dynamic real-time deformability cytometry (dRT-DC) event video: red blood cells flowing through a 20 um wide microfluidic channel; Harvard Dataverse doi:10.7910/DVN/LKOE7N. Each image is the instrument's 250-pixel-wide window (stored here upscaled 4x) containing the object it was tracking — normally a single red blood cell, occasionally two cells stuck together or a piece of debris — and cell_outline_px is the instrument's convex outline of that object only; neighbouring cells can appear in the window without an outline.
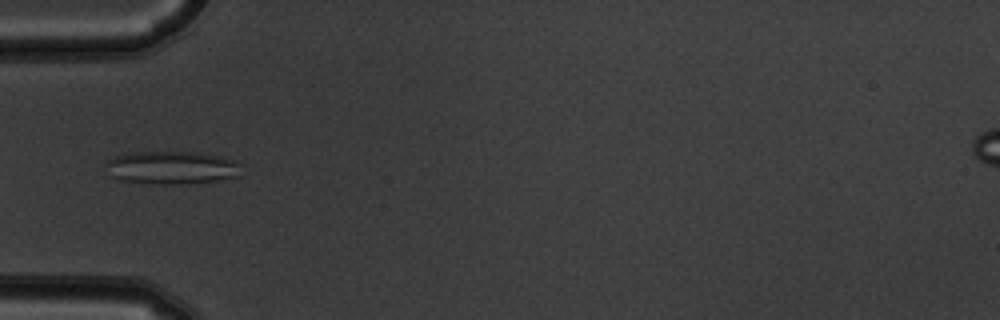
{"species": "common noctule bat (a hibernating species)", "species_latin": "Nyctalus noctula", "temperature_condition": "warm", "stored_images_in_passage": 3, "camera_frame_rate_fps": 3000, "um_per_image_px": 0.085, "animal": {"sex": "male", "body_mass_g": 19.5, "forearm_length_mm": 54.6}, "frame": {"image": 1, "passage_image": 3, "time_ms": 0.667, "image_size_px": [1000, 320], "cell_outline_px": [[244, 164], [240, 176], [216, 180], [180, 184], [152, 184], [120, 180], [108, 176], [104, 164], [104, 160], [116, 156], [132, 152], [200, 152], [220, 156]], "centroid_in_image_um": [14.57, 14.25], "position_along_channel_um": 70.4, "area_um2": 26.59}}